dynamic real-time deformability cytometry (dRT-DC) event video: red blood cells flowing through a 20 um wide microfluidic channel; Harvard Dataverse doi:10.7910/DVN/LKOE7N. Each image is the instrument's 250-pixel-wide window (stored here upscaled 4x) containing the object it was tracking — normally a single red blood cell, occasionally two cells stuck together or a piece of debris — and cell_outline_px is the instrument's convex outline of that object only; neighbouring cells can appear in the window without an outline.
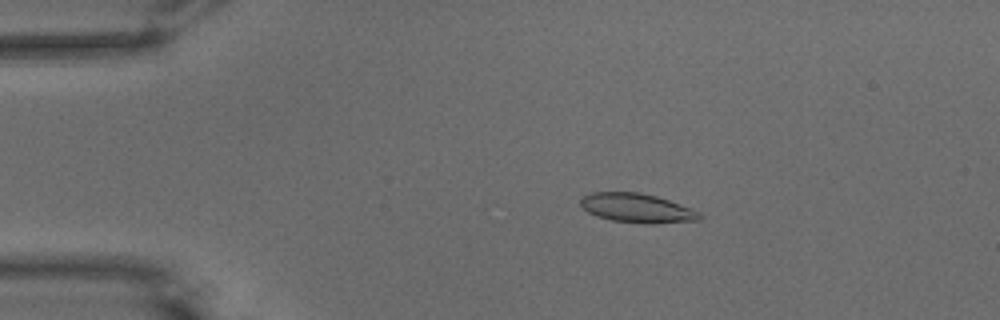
{"species": "common noctule bat (a hibernating species)", "species_latin": "Nyctalus noctula", "temperature_condition": "warm", "stored_images_in_passage": 50, "camera_frame_rate_fps": 3000, "um_per_image_px": 0.085, "animal": {"sex": "male", "body_mass_g": 15.6}, "frame": {"image": 1, "passage_image": 5, "time_ms": 1.333, "image_size_px": [1000, 320], "cell_outline_px": [[704, 216], [700, 220], [652, 224], [644, 224], [612, 220], [596, 216], [588, 212], [580, 204], [580, 200], [584, 196], [592, 192], [636, 192], [656, 196], [692, 208], [700, 212]], "centroid_in_image_um": [54.18, 17.7], "position_along_channel_um": 30.8, "area_um2": 20.29}}
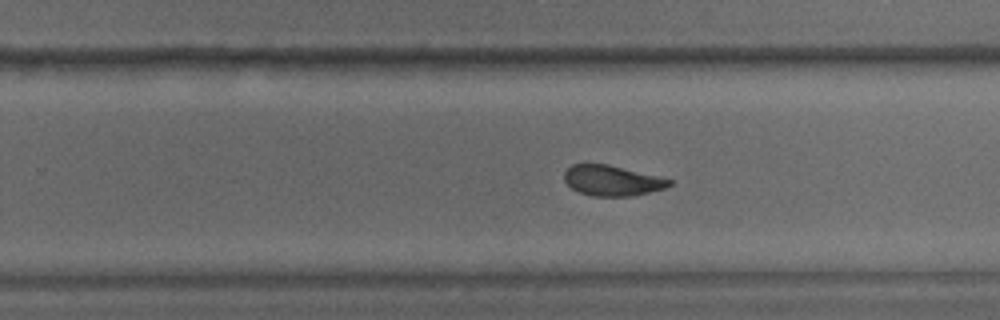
{"frame": {"image": 2, "passage_image": 30, "time_ms": 9.667, "image_size_px": [1000, 320], "cell_outline_px": [[672, 184], [664, 188], [632, 196], [592, 196], [580, 192], [572, 188], [564, 180], [564, 172], [572, 164], [608, 164], [672, 180]], "centroid_in_image_um": [52.0, 15.35], "position_along_channel_um": 277.8, "area_um2": 18.32}}
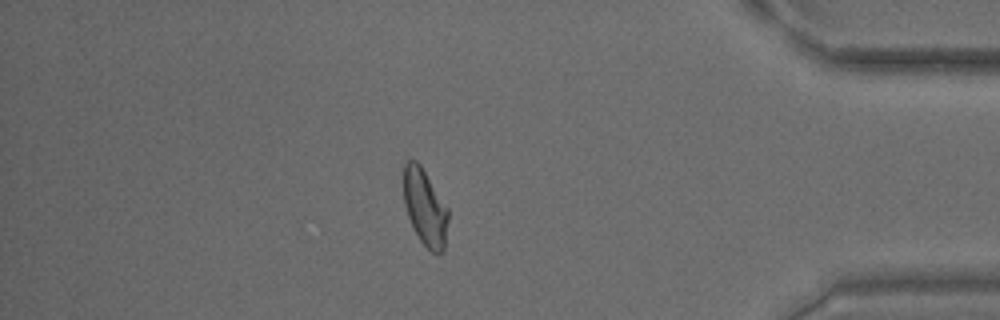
{"frame": {"image": 3, "passage_image": 43, "time_ms": 14.0, "image_size_px": [1000, 320], "cell_outline_px": [[448, 220], [444, 248], [440, 252], [432, 252], [420, 240], [408, 216], [404, 204], [404, 164], [408, 160], [416, 160], [420, 164], [448, 208]], "centroid_in_image_um": [36.12, 17.6], "position_along_channel_um": 399.1, "area_um2": 19.48}, "authors_computed_cell_mechanics": {"area_um2": 19.8254, "velocity_mm_per_s": 3.5908, "shape_relaxation_time_tau1_ms": 7.5049, "shape_relaxation_time_tau2_ms": 2.131, "deformation_change_tau1": 0.1811, "deformation_change_tau2": 0.092}}